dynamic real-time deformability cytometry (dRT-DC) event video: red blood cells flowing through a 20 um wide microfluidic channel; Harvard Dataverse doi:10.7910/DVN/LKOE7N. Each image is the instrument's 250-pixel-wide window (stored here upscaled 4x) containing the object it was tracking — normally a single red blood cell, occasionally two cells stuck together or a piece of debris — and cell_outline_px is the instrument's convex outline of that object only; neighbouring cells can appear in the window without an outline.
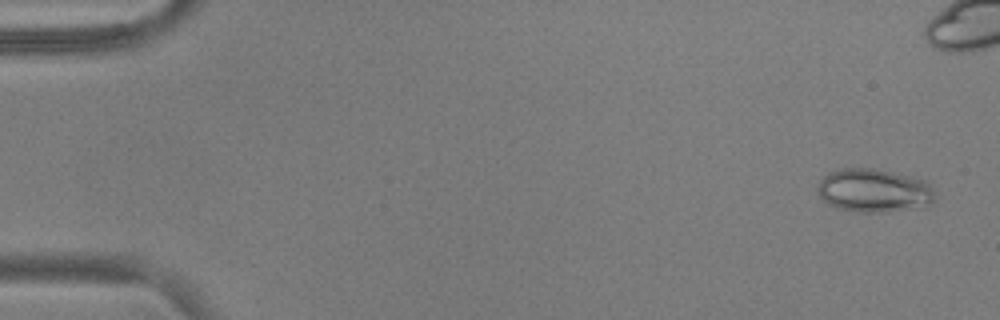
{"species": "common noctule bat (a hibernating species)", "species_latin": "Nyctalus noctula", "temperature_condition": "warm", "stored_images_in_passage": 55, "camera_frame_rate_fps": 3000, "um_per_image_px": 0.085, "animal": {"sex": "male", "body_mass_g": 17.9, "forearm_length_mm": 54.2}, "frame": {"image": 1, "passage_image": 3, "time_ms": 0.667, "image_size_px": [1000, 320], "cell_outline_px": [[936, 196], [932, 200], [884, 212], [856, 212], [836, 208], [828, 204], [820, 196], [816, 188], [820, 180], [828, 172], [840, 168], [872, 168], [892, 172], [928, 180]], "centroid_in_image_um": [74.17, 16.15], "position_along_channel_um": 10.8, "area_um2": 29.13}}
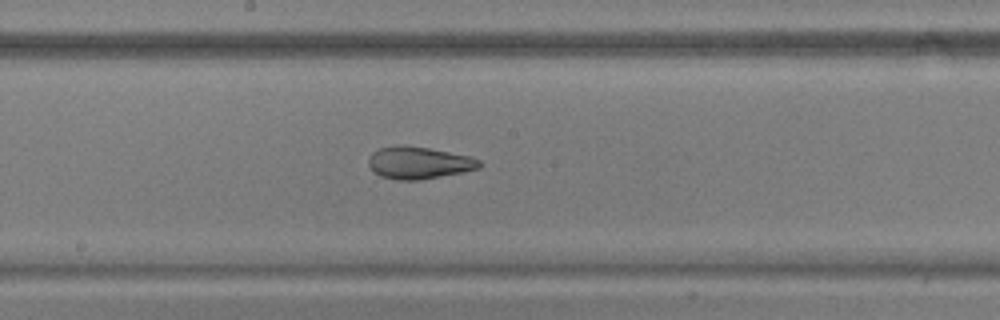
{"frame": {"image": 2, "passage_image": 30, "time_ms": 9.667, "image_size_px": [1000, 320], "cell_outline_px": [[480, 168], [464, 172], [420, 180], [396, 180], [380, 176], [372, 172], [368, 164], [368, 156], [372, 152], [380, 148], [396, 144], [404, 144], [428, 148], [472, 156], [480, 160]], "centroid_in_image_um": [35.56, 13.83], "position_along_channel_um": 212.6, "area_um2": 21.21}}
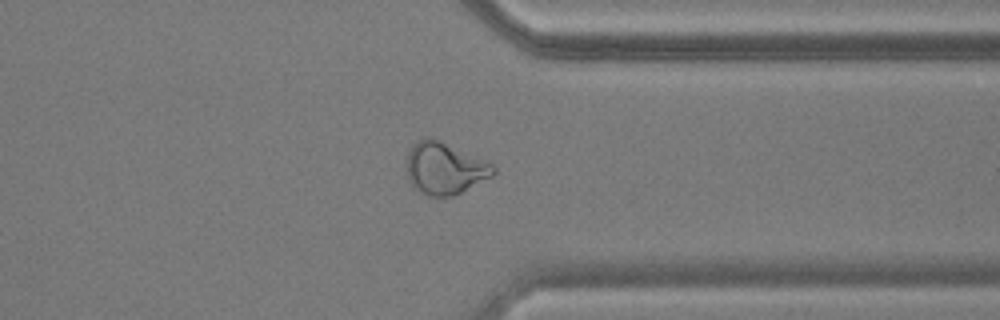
{"frame": {"image": 3, "passage_image": 43, "time_ms": 14.0, "image_size_px": [1000, 320], "cell_outline_px": [[496, 172], [492, 176], [452, 196], [424, 196], [408, 180], [408, 152], [412, 144], [416, 140], [424, 136], [428, 136], [440, 140], [492, 164], [496, 168]], "centroid_in_image_um": [37.77, 14.29], "position_along_channel_um": 373.6, "area_um2": 26.01}, "authors_computed_cell_mechanics": {"area_um2": 25.4898, "velocity_mm_per_s": 3.7567, "shape_relaxation_time_tau1_ms": null, "shape_relaxation_time_tau2_ms": 1.5317, "deformation_change_tau1": null, "deformation_change_tau2": 0.0735}}